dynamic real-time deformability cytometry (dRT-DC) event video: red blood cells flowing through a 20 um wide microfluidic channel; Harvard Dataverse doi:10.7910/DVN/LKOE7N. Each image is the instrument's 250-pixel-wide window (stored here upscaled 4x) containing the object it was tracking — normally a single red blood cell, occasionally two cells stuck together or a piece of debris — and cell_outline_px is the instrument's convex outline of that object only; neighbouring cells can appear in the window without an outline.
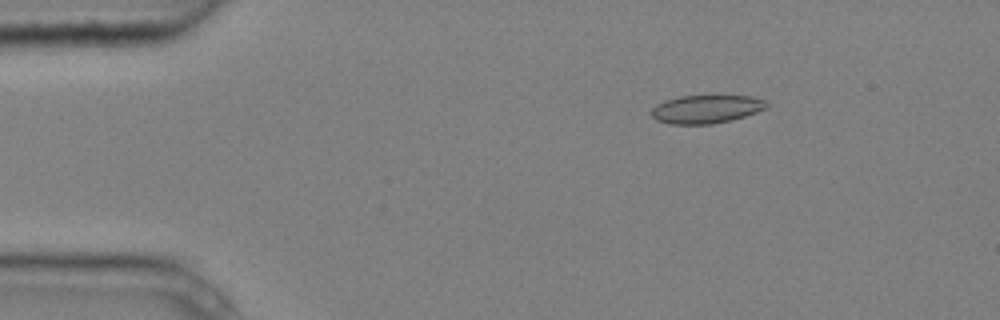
{"species": "common noctule bat (a hibernating species)", "species_latin": "Nyctalus noctula", "temperature_condition": "cold", "stored_images_in_passage": 6, "segment_of_instrument_passage": [1, 2], "camera_frame_rate_fps": 3000, "um_per_image_px": 0.085, "animal": {"sex": "male", "body_mass_g": 20.4}, "frame": {"image": 1, "passage_image": 3, "time_ms": 0.667, "image_size_px": [1000, 320], "cell_outline_px": [[768, 108], [732, 120], [712, 124], [668, 124], [656, 120], [652, 116], [652, 108], [656, 104], [664, 100], [680, 96], [712, 92], [752, 96], [764, 100], [768, 104]], "centroid_in_image_um": [60.05, 9.21], "position_along_channel_um": 24.9, "area_um2": 20.06}}